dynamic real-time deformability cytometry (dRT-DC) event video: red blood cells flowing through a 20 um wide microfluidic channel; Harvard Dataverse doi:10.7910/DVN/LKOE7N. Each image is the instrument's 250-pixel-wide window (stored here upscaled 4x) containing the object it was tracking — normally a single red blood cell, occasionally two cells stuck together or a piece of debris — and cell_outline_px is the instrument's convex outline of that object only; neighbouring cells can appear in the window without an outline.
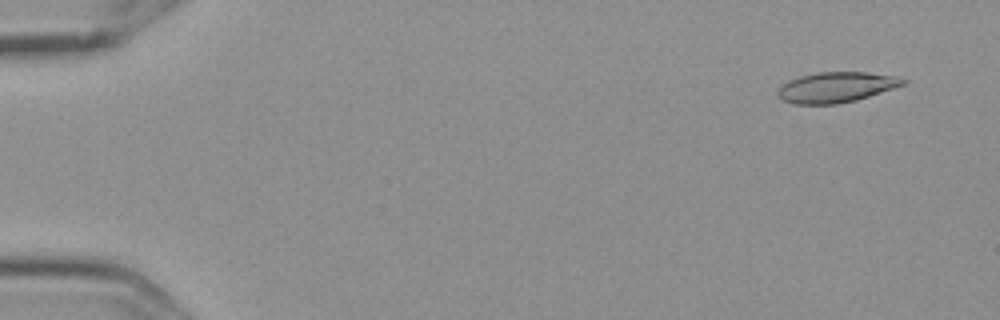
{"species": "Egyptian fruit bat (a non-hibernating species)", "species_latin": "Rousettus aegyptiacus", "temperature_condition": "cold", "stored_images_in_passage": 5, "camera_frame_rate_fps": 3000, "um_per_image_px": 0.085, "frame": {"image": 1, "passage_image": 1, "time_ms": 0.0, "image_size_px": [1000, 320], "cell_outline_px": [[908, 84], [856, 100], [836, 104], [792, 104], [776, 96], [776, 92], [788, 80], [800, 76], [816, 72], [868, 72], [896, 76], [908, 80]], "centroid_in_image_um": [71.1, 7.41], "position_along_channel_um": 13.9, "area_um2": 22.37}}